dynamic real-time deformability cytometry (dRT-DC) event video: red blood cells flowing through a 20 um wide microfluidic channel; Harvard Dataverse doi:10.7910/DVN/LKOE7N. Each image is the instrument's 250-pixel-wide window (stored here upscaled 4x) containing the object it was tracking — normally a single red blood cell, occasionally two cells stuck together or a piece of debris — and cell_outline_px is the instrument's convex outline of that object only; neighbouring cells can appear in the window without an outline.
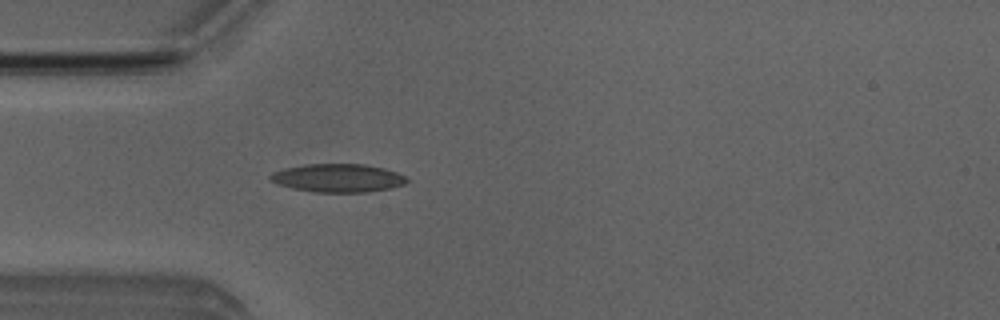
{"species": "Egyptian fruit bat (a non-hibernating species)", "species_latin": "Rousettus aegyptiacus", "temperature_condition": "room temperature", "stored_images_in_passage": 43, "camera_frame_rate_fps": 3000, "um_per_image_px": 0.085, "animal": {"sex": "male"}, "frame": {"image": 1, "passage_image": 6, "time_ms": 1.667, "image_size_px": [1000, 320], "cell_outline_px": [[408, 180], [404, 184], [392, 188], [368, 192], [312, 192], [292, 188], [268, 180], [268, 176], [272, 172], [284, 168], [304, 164], [364, 164], [384, 168], [396, 172], [404, 176]], "centroid_in_image_um": [28.69, 15.13], "position_along_channel_um": 56.3, "area_um2": 22.6}}
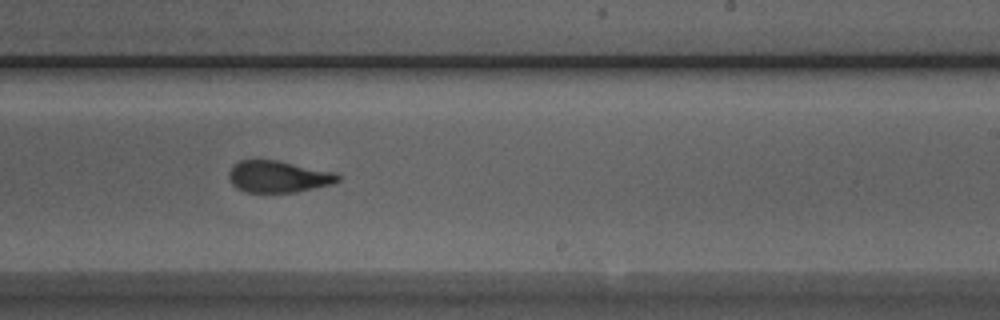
{"frame": {"image": 2, "passage_image": 22, "time_ms": 7.0, "image_size_px": [1000, 320], "cell_outline_px": [[340, 180], [332, 184], [296, 192], [244, 192], [236, 188], [232, 184], [228, 176], [228, 172], [240, 160], [276, 160], [336, 172], [340, 176]], "centroid_in_image_um": [23.66, 15.02], "position_along_channel_um": 265.3, "area_um2": 20.11}}
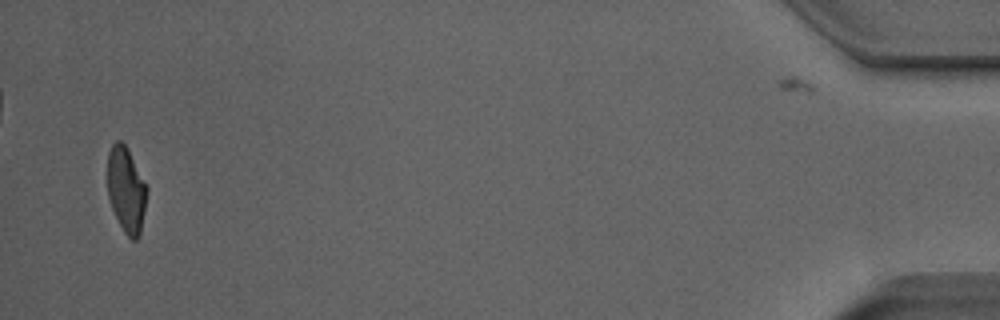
{"frame": {"image": 3, "passage_image": 41, "time_ms": 13.333, "image_size_px": [1000, 320], "cell_outline_px": [[148, 188], [140, 236], [136, 240], [132, 240], [124, 232], [112, 208], [108, 196], [108, 152], [112, 144], [116, 140], [120, 140], [128, 148]], "centroid_in_image_um": [10.74, 16.12], "position_along_channel_um": 424.5, "area_um2": 19.59}, "authors_computed_cell_mechanics": {"area_um2": 20.6924, "velocity_mm_per_s": 3.9869, "shape_relaxation_time_tau1_ms": 5.7529, "shape_relaxation_time_tau2_ms": 1.2402, "deformation_change_tau1": 0.1942, "deformation_change_tau2": 0.0836}}